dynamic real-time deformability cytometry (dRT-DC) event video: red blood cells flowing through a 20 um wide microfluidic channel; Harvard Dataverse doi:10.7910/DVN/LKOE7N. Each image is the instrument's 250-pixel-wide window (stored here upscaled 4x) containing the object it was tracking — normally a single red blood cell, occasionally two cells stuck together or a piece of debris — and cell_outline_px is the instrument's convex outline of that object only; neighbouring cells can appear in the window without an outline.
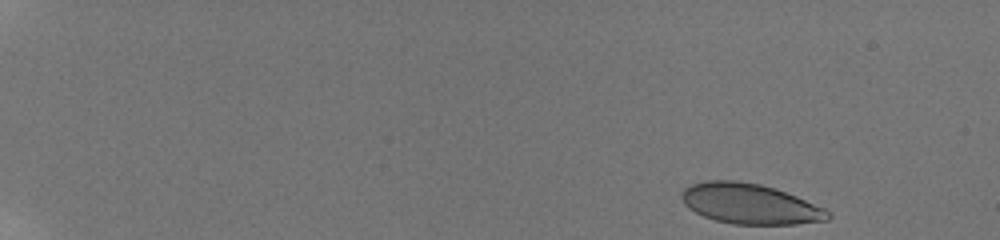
{"species": "human", "species_latin": "Homo sapiens", "temperature_condition": "room temperature", "stored_images_in_passage": 51, "camera_frame_rate_fps": 3000, "um_per_image_px": 0.085, "donor": {"sex": "male"}, "frame": {"image": 1, "passage_image": 1, "time_ms": 0.0, "image_size_px": [1000, 240], "cell_outline_px": [[832, 216], [828, 220], [796, 224], [732, 224], [716, 220], [704, 216], [688, 208], [684, 204], [680, 196], [684, 188], [692, 184], [704, 180], [736, 180], [760, 184], [796, 196], [824, 208]], "centroid_in_image_um": [63.71, 17.32], "position_along_channel_um": 21.3, "area_um2": 34.22}}
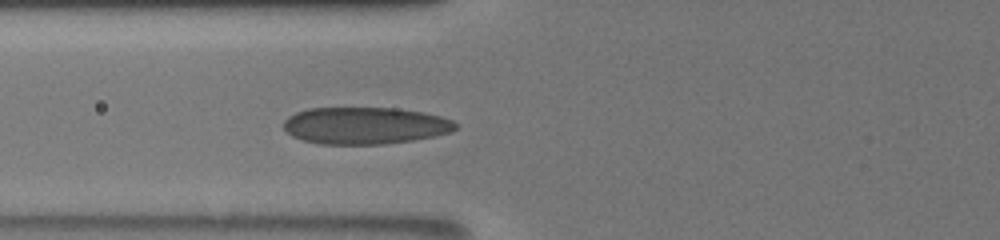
{"frame": {"image": 2, "passage_image": 20, "time_ms": 6.333, "image_size_px": [1000, 240], "cell_outline_px": [[456, 128], [452, 132], [412, 140], [384, 144], [320, 144], [304, 140], [292, 136], [284, 128], [284, 120], [288, 116], [296, 112], [308, 108], [396, 108], [424, 112], [440, 116], [452, 120], [456, 124]], "centroid_in_image_um": [31.02, 10.67], "position_along_channel_um": 94.8, "area_um2": 36.99}}
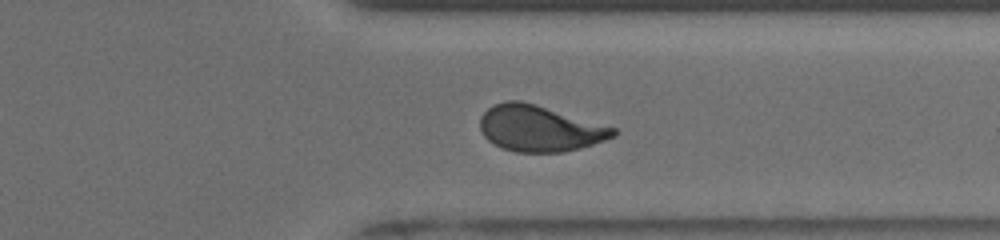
{"frame": {"image": 3, "passage_image": 41, "time_ms": 13.333, "image_size_px": [1000, 240], "cell_outline_px": [[616, 136], [580, 148], [564, 152], [516, 152], [504, 148], [488, 140], [484, 136], [480, 128], [480, 116], [488, 108], [496, 104], [508, 100], [520, 100], [616, 128]], "centroid_in_image_um": [45.85, 10.92], "position_along_channel_um": 365.6, "area_um2": 35.26}, "authors_computed_cell_mechanics": {"area_um2": 35.6048, "velocity_mm_per_s": 3.8671, "shape_relaxation_time_tau1_ms": 5.0582, "shape_relaxation_time_tau2_ms": 0.7703, "deformation_change_tau1": 0.1673, "deformation_change_tau2": 0.054}}